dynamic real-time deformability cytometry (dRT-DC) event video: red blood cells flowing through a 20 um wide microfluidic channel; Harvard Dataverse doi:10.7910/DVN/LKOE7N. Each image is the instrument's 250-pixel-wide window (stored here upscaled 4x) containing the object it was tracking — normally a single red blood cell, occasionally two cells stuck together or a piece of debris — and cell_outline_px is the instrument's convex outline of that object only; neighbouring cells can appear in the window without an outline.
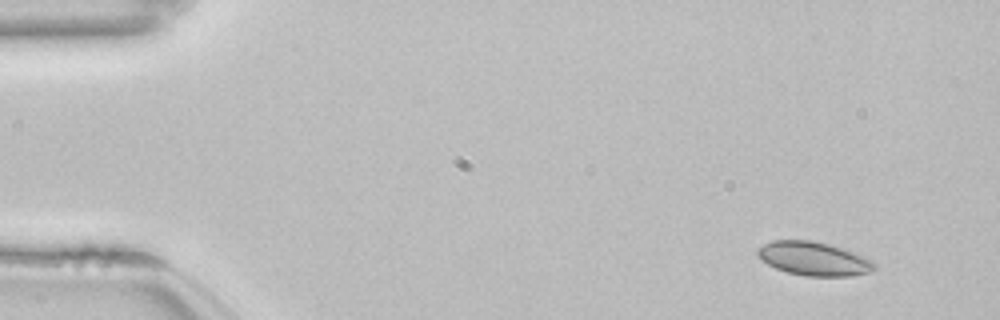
{"species": "common noctule bat (a hibernating species)", "species_latin": "Nyctalus noctula", "temperature_condition": "room temperature", "stored_images_in_passage": 11, "camera_frame_rate_fps": 3000, "um_per_image_px": 0.085, "animal": {"sex": "female", "body_mass_g": 22.7, "forearm_length_mm": 54.2}, "frame": {"image": 1, "passage_image": 1, "time_ms": 0.0, "image_size_px": [1000, 320], "cell_outline_px": [[876, 268], [872, 272], [852, 276], [804, 276], [788, 272], [776, 268], [760, 260], [756, 252], [764, 244], [772, 240], [812, 240], [828, 244], [868, 256], [876, 264]], "centroid_in_image_um": [69.22, 21.99], "position_along_channel_um": 15.8, "area_um2": 23.18}}